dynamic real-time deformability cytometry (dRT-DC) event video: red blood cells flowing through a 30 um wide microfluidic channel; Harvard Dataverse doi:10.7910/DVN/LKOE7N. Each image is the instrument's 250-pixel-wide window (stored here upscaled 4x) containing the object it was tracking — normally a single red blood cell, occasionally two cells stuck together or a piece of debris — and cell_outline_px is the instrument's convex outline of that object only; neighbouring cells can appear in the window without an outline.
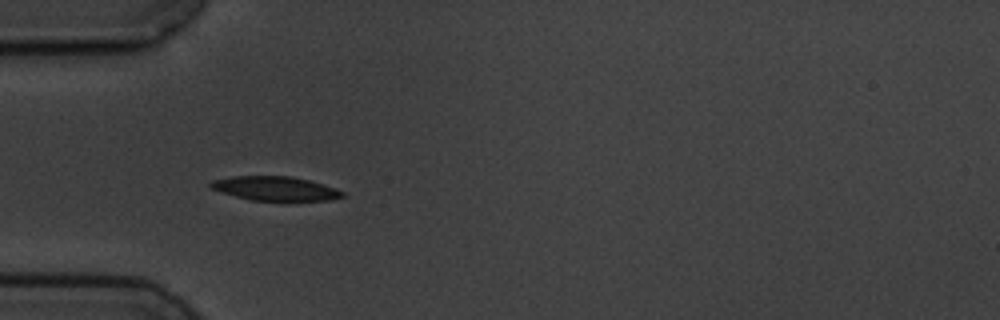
{"species": "common noctule bat (a hibernating species)", "species_latin": "Nyctalus noctula", "temperature_condition": "cold", "stored_images_in_passage": 5, "camera_frame_rate_fps": 3000, "um_per_image_px": 0.085, "animal": {"sex": "male", "body_mass_g": 19.5, "forearm_length_mm": 54.6}, "frame": {"image": 1, "passage_image": 5, "time_ms": 5.333, "image_size_px": [1000, 320], "cell_outline_px": [[344, 196], [332, 200], [252, 200], [220, 192], [212, 188], [208, 184], [212, 180], [232, 176], [292, 176], [308, 180], [344, 192]], "centroid_in_image_um": [23.34, 16.01], "position_along_channel_um": 61.7, "area_um2": 18.21}}